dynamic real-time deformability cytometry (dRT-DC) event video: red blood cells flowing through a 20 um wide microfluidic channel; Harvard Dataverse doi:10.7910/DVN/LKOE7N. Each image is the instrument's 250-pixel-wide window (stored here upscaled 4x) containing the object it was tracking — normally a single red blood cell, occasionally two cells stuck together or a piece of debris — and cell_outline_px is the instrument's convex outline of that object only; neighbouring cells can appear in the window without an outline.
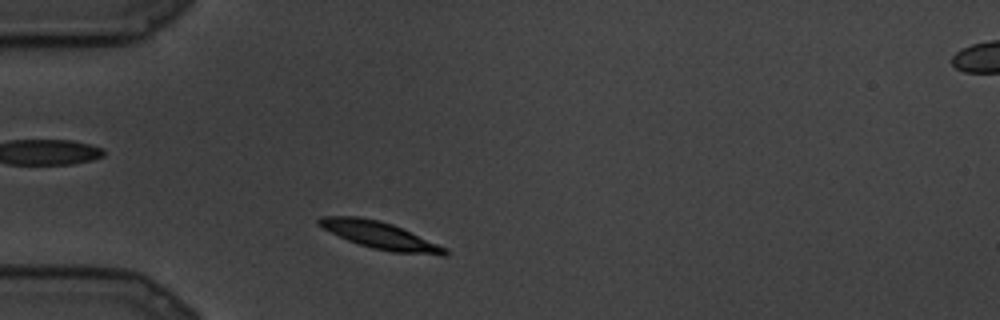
{"species": "common noctule bat (a hibernating species)", "species_latin": "Nyctalus noctula", "temperature_condition": "cold", "stored_images_in_passage": 29, "camera_frame_rate_fps": 3000, "um_per_image_px": 0.085, "animal": {"sex": "male", "body_mass_g": 19.5, "forearm_length_mm": 54.6}, "frame": {"image": 1, "passage_image": 6, "time_ms": 1.667, "image_size_px": [1000, 320], "cell_outline_px": [[448, 256], [440, 256], [392, 252], [372, 248], [348, 240], [316, 224], [316, 220], [320, 216], [356, 216], [380, 220], [392, 224], [448, 248]], "centroid_in_image_um": [32.35, 20.01], "position_along_channel_um": 52.7, "area_um2": 19.94}}
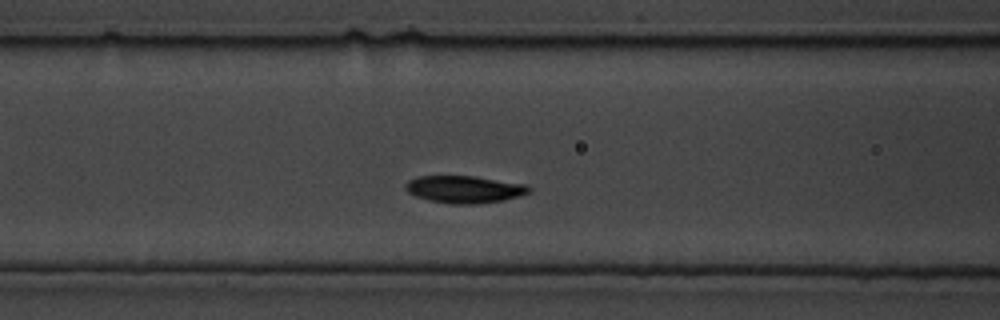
{"frame": {"image": 2, "passage_image": 18, "time_ms": 5.667, "image_size_px": [1000, 320], "cell_outline_px": [[532, 192], [520, 196], [504, 200], [476, 204], [452, 204], [428, 200], [416, 196], [408, 192], [404, 188], [404, 184], [408, 180], [416, 176], [476, 176], [528, 184], [532, 188]], "centroid_in_image_um": [39.51, 16.08], "position_along_channel_um": 127.1, "area_um2": 20.0}}
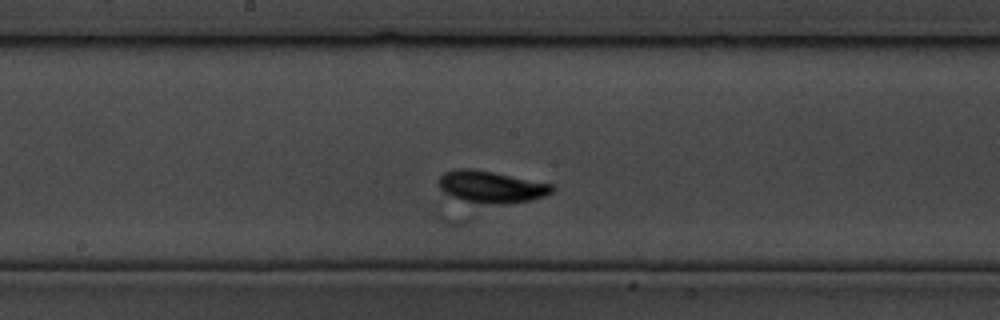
{"frame": {"image": 3, "passage_image": 29, "time_ms": 9.333, "image_size_px": [1000, 320], "cell_outline_px": [[556, 188], [552, 192], [544, 196], [532, 200], [508, 204], [492, 204], [464, 200], [452, 196], [444, 192], [440, 188], [440, 176], [444, 172], [456, 168], [472, 168], [552, 184]], "centroid_in_image_um": [41.78, 15.88], "position_along_channel_um": 206.4, "area_um2": 20.92}}